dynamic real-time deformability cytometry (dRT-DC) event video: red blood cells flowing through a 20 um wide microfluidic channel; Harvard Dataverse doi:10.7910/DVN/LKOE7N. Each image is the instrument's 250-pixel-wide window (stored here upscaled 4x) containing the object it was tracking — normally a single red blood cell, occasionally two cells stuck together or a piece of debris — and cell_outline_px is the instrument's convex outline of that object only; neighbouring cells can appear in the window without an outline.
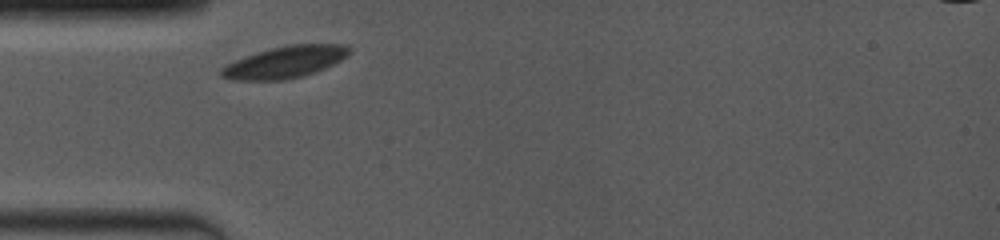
{"species": "common noctule bat (a hibernating species)", "species_latin": "Nyctalus noctula", "temperature_condition": "room temperature", "stored_images_in_passage": 24, "camera_frame_rate_fps": 4000, "um_per_image_px": 0.085, "animal": {"sex": "female", "body_mass_g": 19.0, "forearm_length_mm": 53.3}, "frame": {"image": 1, "passage_image": 1, "time_ms": 0.0, "image_size_px": [1000, 240], "cell_outline_px": [[348, 56], [316, 72], [304, 76], [284, 80], [232, 80], [220, 76], [220, 68], [236, 60], [256, 52], [272, 48], [292, 44], [344, 44], [348, 48]], "centroid_in_image_um": [24.2, 5.29], "position_along_channel_um": 60.8, "area_um2": 23.52}}
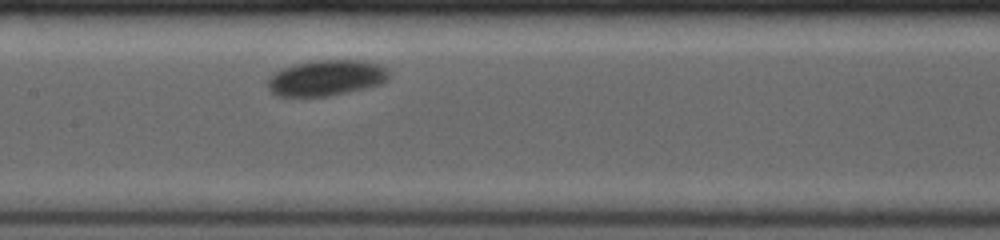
{"frame": {"image": 2, "passage_image": 14, "time_ms": 3.25, "image_size_px": [1000, 240], "cell_outline_px": [[388, 80], [380, 84], [348, 92], [328, 96], [276, 96], [268, 88], [268, 80], [276, 72], [284, 68], [296, 64], [316, 60], [364, 60], [388, 68]], "centroid_in_image_um": [27.76, 6.62], "position_along_channel_um": 179.6, "area_um2": 25.03}}
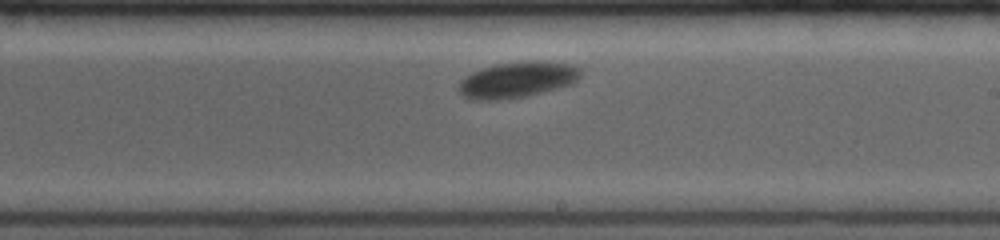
{"frame": {"image": 3, "passage_image": 21, "time_ms": 5.0, "image_size_px": [1000, 240], "cell_outline_px": [[580, 76], [572, 84], [528, 96], [500, 100], [472, 100], [464, 96], [460, 92], [460, 80], [464, 76], [472, 72], [496, 64], [528, 60], [568, 64], [580, 68]], "centroid_in_image_um": [43.95, 6.79], "position_along_channel_um": 245.1, "area_um2": 25.37}}